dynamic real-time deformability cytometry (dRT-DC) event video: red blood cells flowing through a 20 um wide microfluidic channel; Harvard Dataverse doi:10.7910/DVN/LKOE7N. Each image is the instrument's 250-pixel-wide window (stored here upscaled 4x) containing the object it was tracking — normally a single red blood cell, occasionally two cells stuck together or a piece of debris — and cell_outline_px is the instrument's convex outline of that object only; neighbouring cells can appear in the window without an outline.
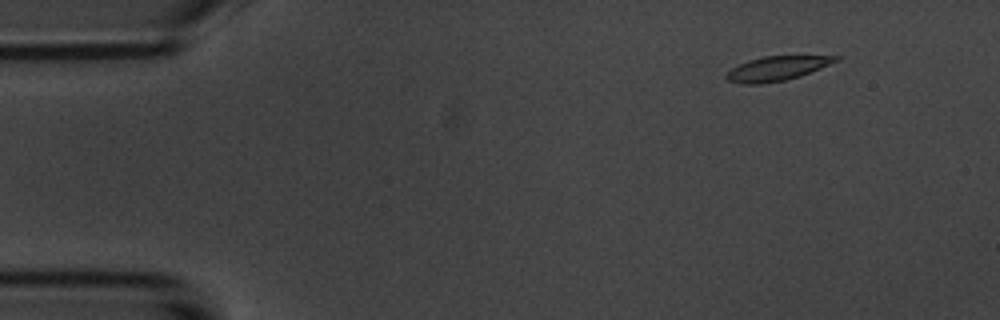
{"species": "common noctule bat (a hibernating species)", "species_latin": "Nyctalus noctula", "temperature_condition": "room temperature", "stored_images_in_passage": 5, "segment_of_instrument_passage": [1, 2], "camera_frame_rate_fps": 3000, "um_per_image_px": 0.085, "animal": {"sex": "male", "body_mass_g": 20.1, "forearm_length_mm": 53.5}, "frame": {"image": 1, "passage_image": 2, "time_ms": 1.0, "image_size_px": [1000, 320], "cell_outline_px": [[840, 60], [800, 76], [784, 80], [760, 84], [744, 84], [728, 80], [724, 76], [732, 68], [748, 60], [764, 56], [840, 56]], "centroid_in_image_um": [66.03, 5.82], "position_along_channel_um": 19.0, "area_um2": 15.32}}